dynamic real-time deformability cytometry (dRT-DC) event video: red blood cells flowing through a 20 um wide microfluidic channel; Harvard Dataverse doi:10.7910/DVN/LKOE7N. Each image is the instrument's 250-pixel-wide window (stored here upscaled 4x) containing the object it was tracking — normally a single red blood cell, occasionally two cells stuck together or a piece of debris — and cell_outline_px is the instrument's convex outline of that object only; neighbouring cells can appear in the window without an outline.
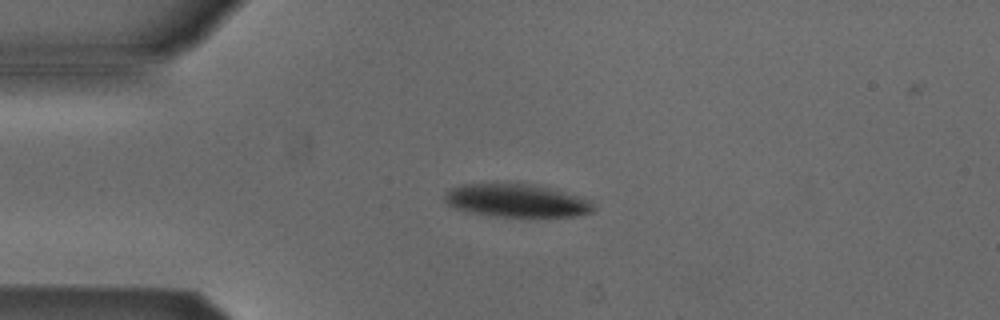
{"species": "Egyptian fruit bat (a non-hibernating species)", "species_latin": "Rousettus aegyptiacus", "temperature_condition": "cold", "stored_images_in_passage": 3, "camera_frame_rate_fps": 3000, "um_per_image_px": 0.085, "animal": {"sex": "male"}, "frame": {"image": 1, "passage_image": 2, "time_ms": 0.333, "image_size_px": [1000, 320], "cell_outline_px": [[596, 208], [592, 212], [576, 216], [528, 220], [492, 216], [464, 212], [448, 204], [444, 200], [444, 196], [452, 188], [464, 184], [532, 184], [580, 196], [592, 200]], "centroid_in_image_um": [43.99, 17.12], "position_along_channel_um": 41.0, "area_um2": 29.71}}